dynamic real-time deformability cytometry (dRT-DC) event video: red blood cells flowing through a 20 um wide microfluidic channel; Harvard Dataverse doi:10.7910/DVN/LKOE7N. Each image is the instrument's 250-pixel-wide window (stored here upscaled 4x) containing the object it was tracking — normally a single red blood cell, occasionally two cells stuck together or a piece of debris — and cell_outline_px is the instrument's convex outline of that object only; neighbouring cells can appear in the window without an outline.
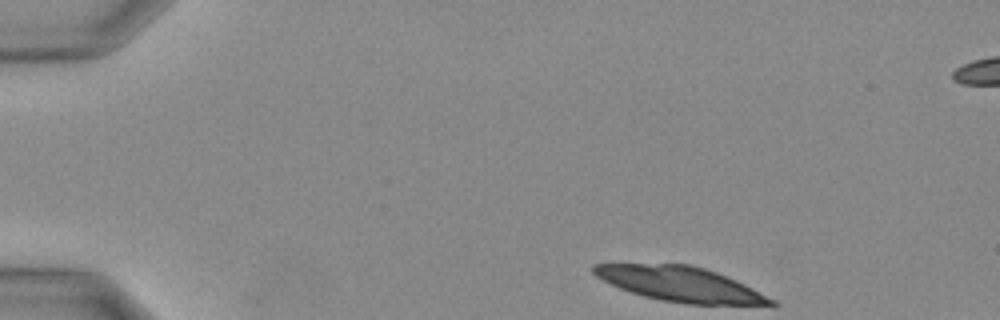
{"species": "Egyptian fruit bat (a non-hibernating species)", "species_latin": "Rousettus aegyptiacus", "temperature_condition": "warm", "stored_images_in_passage": 31, "camera_frame_rate_fps": 3000, "um_per_image_px": 0.085, "animal": {"sex": "female"}, "frame": {"image": 1, "passage_image": 1, "time_ms": 0.0, "image_size_px": [1000, 320], "cell_outline_px": [[780, 304], [688, 304], [660, 300], [644, 296], [620, 288], [596, 276], [592, 272], [592, 264], [688, 264], [704, 268], [716, 272], [736, 280], [776, 300]], "centroid_in_image_um": [57.82, 24.14], "position_along_channel_um": 27.2, "area_um2": 35.37}}
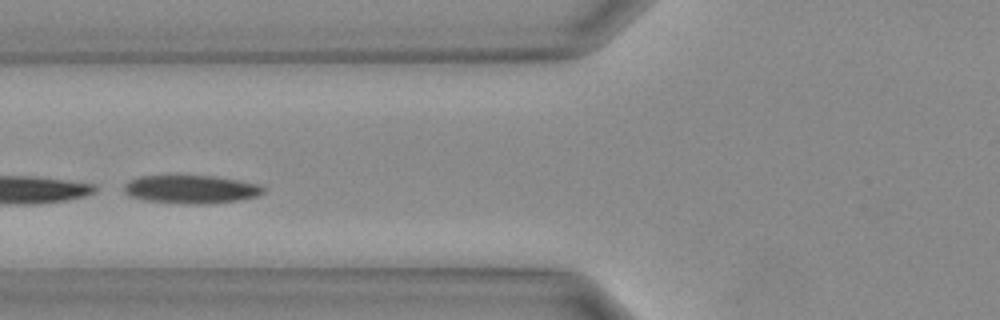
{"frame": {"image": 2, "passage_image": 10, "time_ms": 3.0, "image_size_px": [1000, 320], "cell_outline_px": [[268, 188], [264, 192], [256, 196], [240, 200], [208, 204], [184, 204], [144, 200], [132, 196], [124, 192], [124, 184], [128, 180], [140, 176], [176, 172], [180, 172], [216, 176], [240, 180], [260, 184]], "centroid_in_image_um": [16.23, 16.03], "position_along_channel_um": 109.6, "area_um2": 24.33}}
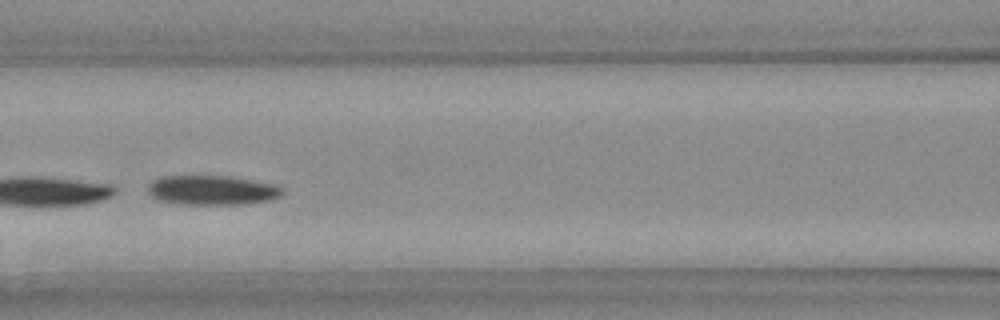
{"frame": {"image": 3, "passage_image": 12, "time_ms": 3.667, "image_size_px": [1000, 320], "cell_outline_px": [[284, 192], [280, 196], [268, 200], [244, 204], [180, 204], [160, 200], [152, 196], [148, 192], [148, 184], [152, 180], [164, 176], [232, 176], [276, 184], [284, 188]], "centroid_in_image_um": [18.05, 16.15], "position_along_channel_um": 148.5, "area_um2": 23.24}}